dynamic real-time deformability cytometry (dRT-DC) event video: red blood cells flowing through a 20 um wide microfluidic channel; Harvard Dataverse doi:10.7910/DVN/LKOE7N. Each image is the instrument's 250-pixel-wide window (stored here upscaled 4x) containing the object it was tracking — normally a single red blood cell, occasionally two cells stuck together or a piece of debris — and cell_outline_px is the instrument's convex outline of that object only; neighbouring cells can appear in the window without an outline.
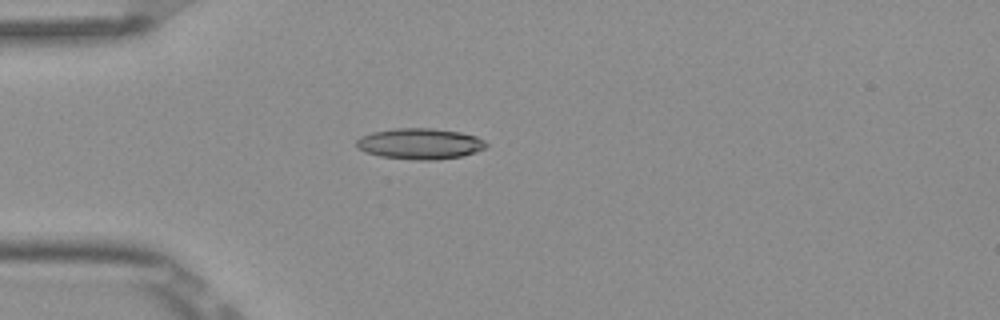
{"species": "Egyptian fruit bat (a non-hibernating species)", "species_latin": "Rousettus aegyptiacus", "temperature_condition": "room temperature", "stored_images_in_passage": 4, "camera_frame_rate_fps": 3000, "um_per_image_px": 0.085, "frame": {"image": 1, "passage_image": 3, "time_ms": 0.667, "image_size_px": [1000, 320], "cell_outline_px": [[488, 144], [484, 148], [476, 152], [464, 156], [436, 160], [416, 160], [380, 156], [368, 152], [360, 148], [356, 144], [356, 140], [360, 136], [372, 132], [392, 128], [432, 128], [460, 132], [476, 136], [484, 140]], "centroid_in_image_um": [35.72, 12.21], "position_along_channel_um": 49.3, "area_um2": 23.41}}